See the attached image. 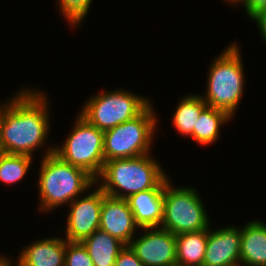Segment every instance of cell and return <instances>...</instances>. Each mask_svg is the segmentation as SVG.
<instances>
[{
  "label": "cell",
  "instance_id": "obj_17",
  "mask_svg": "<svg viewBox=\"0 0 266 266\" xmlns=\"http://www.w3.org/2000/svg\"><path fill=\"white\" fill-rule=\"evenodd\" d=\"M208 229L176 235L177 266H203Z\"/></svg>",
  "mask_w": 266,
  "mask_h": 266
},
{
  "label": "cell",
  "instance_id": "obj_27",
  "mask_svg": "<svg viewBox=\"0 0 266 266\" xmlns=\"http://www.w3.org/2000/svg\"><path fill=\"white\" fill-rule=\"evenodd\" d=\"M13 264L9 258L0 256V266H14Z\"/></svg>",
  "mask_w": 266,
  "mask_h": 266
},
{
  "label": "cell",
  "instance_id": "obj_1",
  "mask_svg": "<svg viewBox=\"0 0 266 266\" xmlns=\"http://www.w3.org/2000/svg\"><path fill=\"white\" fill-rule=\"evenodd\" d=\"M46 96L42 90L24 88L3 104L4 153L33 157L36 149L45 146L51 125Z\"/></svg>",
  "mask_w": 266,
  "mask_h": 266
},
{
  "label": "cell",
  "instance_id": "obj_23",
  "mask_svg": "<svg viewBox=\"0 0 266 266\" xmlns=\"http://www.w3.org/2000/svg\"><path fill=\"white\" fill-rule=\"evenodd\" d=\"M114 266H144L128 245L119 252Z\"/></svg>",
  "mask_w": 266,
  "mask_h": 266
},
{
  "label": "cell",
  "instance_id": "obj_8",
  "mask_svg": "<svg viewBox=\"0 0 266 266\" xmlns=\"http://www.w3.org/2000/svg\"><path fill=\"white\" fill-rule=\"evenodd\" d=\"M73 126L64 144L54 146V154L62 161L86 170L96 179L105 163L104 131L97 129L80 114Z\"/></svg>",
  "mask_w": 266,
  "mask_h": 266
},
{
  "label": "cell",
  "instance_id": "obj_7",
  "mask_svg": "<svg viewBox=\"0 0 266 266\" xmlns=\"http://www.w3.org/2000/svg\"><path fill=\"white\" fill-rule=\"evenodd\" d=\"M127 90L101 91L88 99L80 115L101 131L114 128L138 116L150 100Z\"/></svg>",
  "mask_w": 266,
  "mask_h": 266
},
{
  "label": "cell",
  "instance_id": "obj_26",
  "mask_svg": "<svg viewBox=\"0 0 266 266\" xmlns=\"http://www.w3.org/2000/svg\"><path fill=\"white\" fill-rule=\"evenodd\" d=\"M2 122H3V103L0 104V154L4 153L2 140H1Z\"/></svg>",
  "mask_w": 266,
  "mask_h": 266
},
{
  "label": "cell",
  "instance_id": "obj_25",
  "mask_svg": "<svg viewBox=\"0 0 266 266\" xmlns=\"http://www.w3.org/2000/svg\"><path fill=\"white\" fill-rule=\"evenodd\" d=\"M250 19L256 21L261 37L266 43V9L257 12Z\"/></svg>",
  "mask_w": 266,
  "mask_h": 266
},
{
  "label": "cell",
  "instance_id": "obj_24",
  "mask_svg": "<svg viewBox=\"0 0 266 266\" xmlns=\"http://www.w3.org/2000/svg\"><path fill=\"white\" fill-rule=\"evenodd\" d=\"M240 3L245 8L249 18L257 12L266 9V0H241Z\"/></svg>",
  "mask_w": 266,
  "mask_h": 266
},
{
  "label": "cell",
  "instance_id": "obj_12",
  "mask_svg": "<svg viewBox=\"0 0 266 266\" xmlns=\"http://www.w3.org/2000/svg\"><path fill=\"white\" fill-rule=\"evenodd\" d=\"M137 228L140 229L126 199L108 195L103 198L99 229L128 245L135 237Z\"/></svg>",
  "mask_w": 266,
  "mask_h": 266
},
{
  "label": "cell",
  "instance_id": "obj_2",
  "mask_svg": "<svg viewBox=\"0 0 266 266\" xmlns=\"http://www.w3.org/2000/svg\"><path fill=\"white\" fill-rule=\"evenodd\" d=\"M168 180L166 172L150 153L106 161L96 178V186L108 196L127 199L149 189H164Z\"/></svg>",
  "mask_w": 266,
  "mask_h": 266
},
{
  "label": "cell",
  "instance_id": "obj_15",
  "mask_svg": "<svg viewBox=\"0 0 266 266\" xmlns=\"http://www.w3.org/2000/svg\"><path fill=\"white\" fill-rule=\"evenodd\" d=\"M240 266H266V224L250 221L241 227Z\"/></svg>",
  "mask_w": 266,
  "mask_h": 266
},
{
  "label": "cell",
  "instance_id": "obj_19",
  "mask_svg": "<svg viewBox=\"0 0 266 266\" xmlns=\"http://www.w3.org/2000/svg\"><path fill=\"white\" fill-rule=\"evenodd\" d=\"M230 119L232 117L225 111L207 106L200 114L191 138L200 145H211L220 138L221 125L228 123Z\"/></svg>",
  "mask_w": 266,
  "mask_h": 266
},
{
  "label": "cell",
  "instance_id": "obj_14",
  "mask_svg": "<svg viewBox=\"0 0 266 266\" xmlns=\"http://www.w3.org/2000/svg\"><path fill=\"white\" fill-rule=\"evenodd\" d=\"M163 194L164 189H149L126 199L140 229L161 226L164 210Z\"/></svg>",
  "mask_w": 266,
  "mask_h": 266
},
{
  "label": "cell",
  "instance_id": "obj_11",
  "mask_svg": "<svg viewBox=\"0 0 266 266\" xmlns=\"http://www.w3.org/2000/svg\"><path fill=\"white\" fill-rule=\"evenodd\" d=\"M208 229L203 266H240L241 228Z\"/></svg>",
  "mask_w": 266,
  "mask_h": 266
},
{
  "label": "cell",
  "instance_id": "obj_9",
  "mask_svg": "<svg viewBox=\"0 0 266 266\" xmlns=\"http://www.w3.org/2000/svg\"><path fill=\"white\" fill-rule=\"evenodd\" d=\"M104 191L98 186L88 195L77 197L69 204V214L66 218L65 239L69 242H82L99 229L101 206Z\"/></svg>",
  "mask_w": 266,
  "mask_h": 266
},
{
  "label": "cell",
  "instance_id": "obj_16",
  "mask_svg": "<svg viewBox=\"0 0 266 266\" xmlns=\"http://www.w3.org/2000/svg\"><path fill=\"white\" fill-rule=\"evenodd\" d=\"M94 266H114L119 252L125 244L107 232L97 229L82 241Z\"/></svg>",
  "mask_w": 266,
  "mask_h": 266
},
{
  "label": "cell",
  "instance_id": "obj_22",
  "mask_svg": "<svg viewBox=\"0 0 266 266\" xmlns=\"http://www.w3.org/2000/svg\"><path fill=\"white\" fill-rule=\"evenodd\" d=\"M65 266H94L86 247L82 242L66 243Z\"/></svg>",
  "mask_w": 266,
  "mask_h": 266
},
{
  "label": "cell",
  "instance_id": "obj_4",
  "mask_svg": "<svg viewBox=\"0 0 266 266\" xmlns=\"http://www.w3.org/2000/svg\"><path fill=\"white\" fill-rule=\"evenodd\" d=\"M238 44L232 43L210 65L206 92L202 99L209 106L234 118L244 90V65Z\"/></svg>",
  "mask_w": 266,
  "mask_h": 266
},
{
  "label": "cell",
  "instance_id": "obj_10",
  "mask_svg": "<svg viewBox=\"0 0 266 266\" xmlns=\"http://www.w3.org/2000/svg\"><path fill=\"white\" fill-rule=\"evenodd\" d=\"M141 229L143 235L134 237L128 246L144 266H177L176 235L161 227Z\"/></svg>",
  "mask_w": 266,
  "mask_h": 266
},
{
  "label": "cell",
  "instance_id": "obj_3",
  "mask_svg": "<svg viewBox=\"0 0 266 266\" xmlns=\"http://www.w3.org/2000/svg\"><path fill=\"white\" fill-rule=\"evenodd\" d=\"M44 152L38 178L39 209L43 213L70 204L95 187L96 179L86 170L62 161L54 154L53 145Z\"/></svg>",
  "mask_w": 266,
  "mask_h": 266
},
{
  "label": "cell",
  "instance_id": "obj_6",
  "mask_svg": "<svg viewBox=\"0 0 266 266\" xmlns=\"http://www.w3.org/2000/svg\"><path fill=\"white\" fill-rule=\"evenodd\" d=\"M168 180L163 194V220L161 228L174 235L197 232L210 228V219L204 203L192 187H173Z\"/></svg>",
  "mask_w": 266,
  "mask_h": 266
},
{
  "label": "cell",
  "instance_id": "obj_5",
  "mask_svg": "<svg viewBox=\"0 0 266 266\" xmlns=\"http://www.w3.org/2000/svg\"><path fill=\"white\" fill-rule=\"evenodd\" d=\"M156 119L153 104H149L135 118L104 131L105 162L150 154Z\"/></svg>",
  "mask_w": 266,
  "mask_h": 266
},
{
  "label": "cell",
  "instance_id": "obj_13",
  "mask_svg": "<svg viewBox=\"0 0 266 266\" xmlns=\"http://www.w3.org/2000/svg\"><path fill=\"white\" fill-rule=\"evenodd\" d=\"M66 243L60 237L33 241L21 250L15 266H65Z\"/></svg>",
  "mask_w": 266,
  "mask_h": 266
},
{
  "label": "cell",
  "instance_id": "obj_18",
  "mask_svg": "<svg viewBox=\"0 0 266 266\" xmlns=\"http://www.w3.org/2000/svg\"><path fill=\"white\" fill-rule=\"evenodd\" d=\"M207 106L201 95L190 94L183 97L172 118L177 132L183 136L192 137L197 120Z\"/></svg>",
  "mask_w": 266,
  "mask_h": 266
},
{
  "label": "cell",
  "instance_id": "obj_20",
  "mask_svg": "<svg viewBox=\"0 0 266 266\" xmlns=\"http://www.w3.org/2000/svg\"><path fill=\"white\" fill-rule=\"evenodd\" d=\"M32 159L26 155L0 154V181L6 185L20 182L31 167Z\"/></svg>",
  "mask_w": 266,
  "mask_h": 266
},
{
  "label": "cell",
  "instance_id": "obj_21",
  "mask_svg": "<svg viewBox=\"0 0 266 266\" xmlns=\"http://www.w3.org/2000/svg\"><path fill=\"white\" fill-rule=\"evenodd\" d=\"M93 0H57L58 8L69 25L79 26L84 21Z\"/></svg>",
  "mask_w": 266,
  "mask_h": 266
},
{
  "label": "cell",
  "instance_id": "obj_28",
  "mask_svg": "<svg viewBox=\"0 0 266 266\" xmlns=\"http://www.w3.org/2000/svg\"><path fill=\"white\" fill-rule=\"evenodd\" d=\"M224 1L228 2V4L230 3V5L231 4H236L237 5V3L240 4V2H241V0H224Z\"/></svg>",
  "mask_w": 266,
  "mask_h": 266
}]
</instances>
